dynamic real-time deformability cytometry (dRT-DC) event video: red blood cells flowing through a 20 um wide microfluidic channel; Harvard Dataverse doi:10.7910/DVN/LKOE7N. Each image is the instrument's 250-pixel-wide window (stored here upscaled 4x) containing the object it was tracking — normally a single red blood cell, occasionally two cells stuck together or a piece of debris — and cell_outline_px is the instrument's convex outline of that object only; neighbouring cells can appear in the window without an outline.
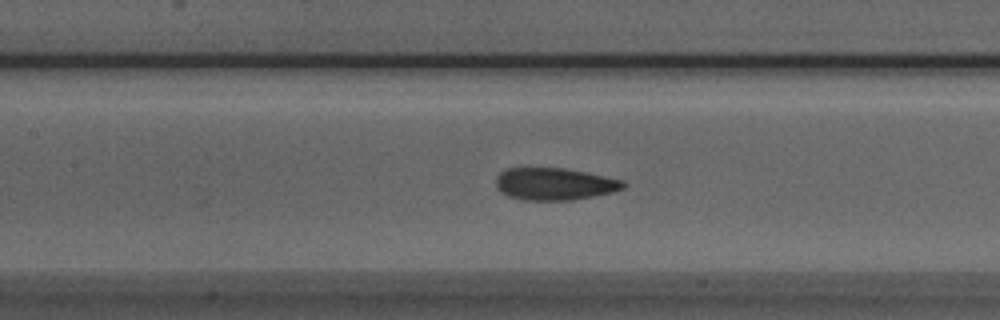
{"species": "Egyptian fruit bat (a non-hibernating species)", "species_latin": "Rousettus aegyptiacus", "temperature_condition": "room temperature", "stored_images_in_passage": 25, "camera_frame_rate_fps": 3000, "um_per_image_px": 0.085, "animal": {"sex": "male"}, "frame": {"image": 1, "passage_image": 13, "time_ms": 4.0, "image_size_px": [1000, 320], "cell_outline_px": [[624, 188], [612, 192], [572, 200], [524, 200], [508, 196], [500, 192], [496, 184], [496, 176], [500, 172], [508, 168], [564, 168], [624, 180]], "centroid_in_image_um": [47.1, 15.64], "position_along_channel_um": 160.3, "area_um2": 23.76}}
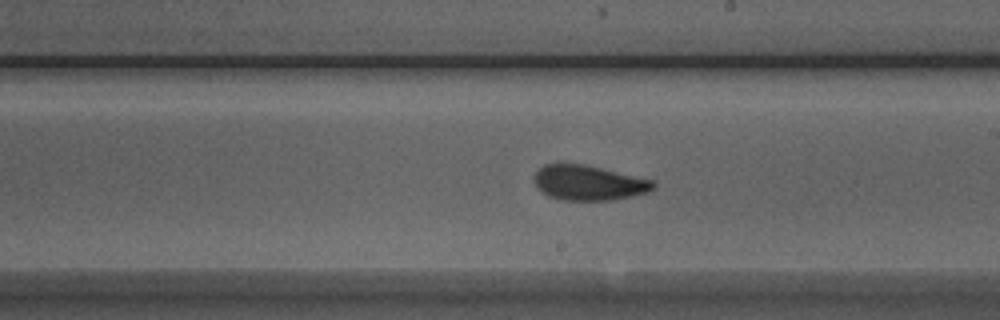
{"frame": {"image": 2, "passage_image": 19, "time_ms": 6.0, "image_size_px": [1000, 320], "cell_outline_px": [[656, 188], [648, 192], [632, 196], [612, 200], [560, 200], [548, 196], [536, 184], [536, 172], [544, 164], [580, 164], [600, 168], [652, 180], [656, 184]], "centroid_in_image_um": [50.07, 15.55], "position_along_channel_um": 238.9, "area_um2": 23.81}}
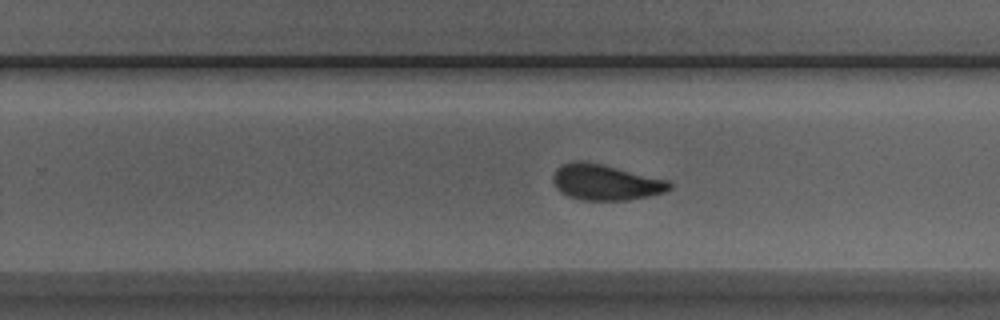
{"frame": {"image": 3, "passage_image": 22, "time_ms": 7.0, "image_size_px": [1000, 320], "cell_outline_px": [[672, 188], [664, 192], [648, 196], [628, 200], [580, 200], [568, 196], [560, 192], [556, 188], [552, 180], [552, 176], [556, 168], [560, 164], [572, 160], [584, 160], [604, 164], [668, 180], [672, 184]], "centroid_in_image_um": [51.42, 15.47], "position_along_channel_um": 278.4, "area_um2": 24.68}, "authors_computed_cell_mechanics": {"area_um2": 24.4494, "velocity_mm_per_s": 3.9443, "shape_relaxation_time_tau1_ms": 3.7802, "shape_relaxation_time_tau2_ms": 1.3173, "deformation_change_tau1": 0.1363, "deformation_change_tau2": 0.0748}}